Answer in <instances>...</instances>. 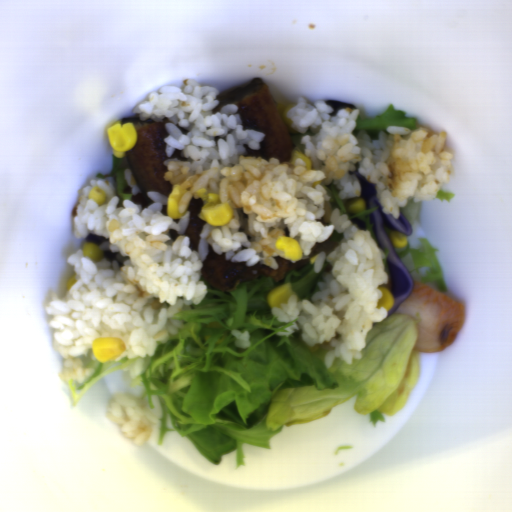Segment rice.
I'll return each mask as SVG.
<instances>
[{
  "label": "rice",
  "mask_w": 512,
  "mask_h": 512,
  "mask_svg": "<svg viewBox=\"0 0 512 512\" xmlns=\"http://www.w3.org/2000/svg\"><path fill=\"white\" fill-rule=\"evenodd\" d=\"M220 90L186 79L183 87L168 85L151 92L133 108L144 122H162L168 133L165 154L171 158L180 150L187 161H164V181L172 189L183 186L180 219L168 215V197L158 191L146 195L152 203L146 209L133 200H123L106 179L92 178L80 190L73 209L75 238L89 233L103 237L102 250L115 253L113 260L99 262L85 258L83 249L67 257L75 283L64 297L53 292L45 308L53 329V349L62 357L59 377L83 383L98 360L93 342L99 337H116L125 351L113 360L135 358L121 369L138 378L150 363L158 344L178 334L183 321L174 316L204 301L207 284L201 269L208 245L225 259L255 266L264 263L279 269L275 257H283L277 240L288 236L297 241L302 259L320 242L333 240L335 249L321 252L308 263L320 272L324 262L331 268L318 282L319 292L311 300L288 298L271 313L282 323L293 322L276 335L289 336L300 330L304 344H329L323 362L335 359L352 365L366 347V334L388 309L377 308L387 284L382 251L372 232L353 225L345 213L331 206L322 185L335 183L340 199L361 197V185L353 171L362 174L375 188L380 208L395 219L409 200L431 201L454 173V154L447 150V133L429 135L424 128L389 125L372 140L368 131L354 134L358 108H333L322 100L309 104L299 97L287 115L291 127L302 133L304 155L313 170L297 158L294 164L246 156L245 144L258 151L264 132L243 129L238 105L224 104L215 114ZM101 187L103 205L89 199L93 187ZM206 189L231 207L233 218L224 226L205 223L197 251L186 236L188 211L197 192Z\"/></svg>",
  "instance_id": "obj_1"
},
{
  "label": "rice",
  "mask_w": 512,
  "mask_h": 512,
  "mask_svg": "<svg viewBox=\"0 0 512 512\" xmlns=\"http://www.w3.org/2000/svg\"><path fill=\"white\" fill-rule=\"evenodd\" d=\"M106 415L119 425L123 436L131 440L135 447L147 443L152 428L160 421L146 401L125 392H116L111 396Z\"/></svg>",
  "instance_id": "obj_2"
},
{
  "label": "rice",
  "mask_w": 512,
  "mask_h": 512,
  "mask_svg": "<svg viewBox=\"0 0 512 512\" xmlns=\"http://www.w3.org/2000/svg\"><path fill=\"white\" fill-rule=\"evenodd\" d=\"M123 176H124L126 183L131 187L132 196L139 193L140 188H139L130 168L124 169Z\"/></svg>",
  "instance_id": "obj_3"
}]
</instances>
